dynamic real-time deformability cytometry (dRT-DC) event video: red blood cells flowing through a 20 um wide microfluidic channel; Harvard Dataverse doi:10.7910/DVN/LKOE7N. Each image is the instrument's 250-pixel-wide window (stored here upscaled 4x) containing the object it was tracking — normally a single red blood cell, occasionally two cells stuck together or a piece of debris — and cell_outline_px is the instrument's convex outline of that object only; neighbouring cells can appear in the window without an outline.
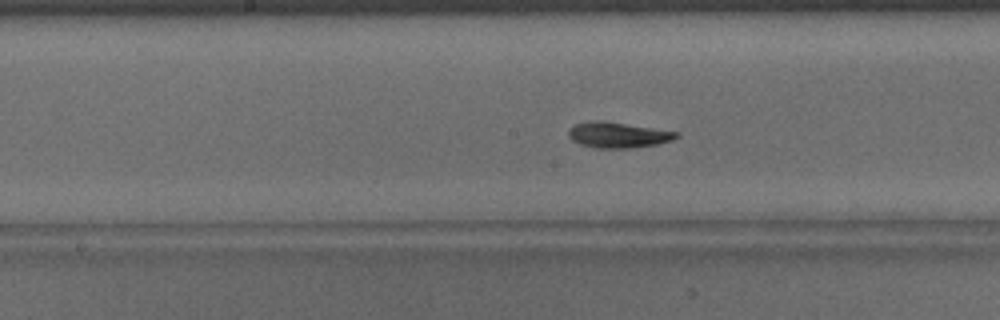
{"species": "common noctule bat (a hibernating species)", "species_latin": "Nyctalus noctula", "temperature_condition": "warm", "stored_images_in_passage": 38, "camera_frame_rate_fps": 3000, "um_per_image_px": 0.085, "animal": {"sex": "male", "body_mass_g": 15.6}, "frame": {"image": 1, "passage_image": 11, "time_ms": 3.333, "image_size_px": [1000, 320], "cell_outline_px": [[680, 136], [672, 140], [656, 144], [632, 148], [596, 148], [580, 144], [572, 140], [568, 136], [568, 128], [576, 124], [588, 120], [604, 120], [680, 132]], "centroid_in_image_um": [52.52, 11.46], "position_along_channel_um": 195.7, "area_um2": 16.36}}
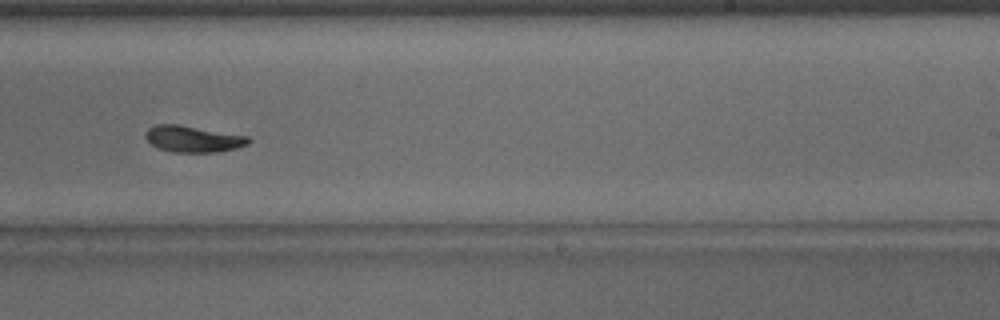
{"frame": {"image": 2, "passage_image": 17, "time_ms": 5.333, "image_size_px": [1000, 320], "cell_outline_px": [[252, 140], [248, 144], [236, 148], [216, 152], [172, 152], [156, 148], [144, 136], [144, 132], [148, 128], [156, 124], [180, 124], [248, 136]], "centroid_in_image_um": [16.39, 11.8], "position_along_channel_um": 272.6, "area_um2": 16.01}}
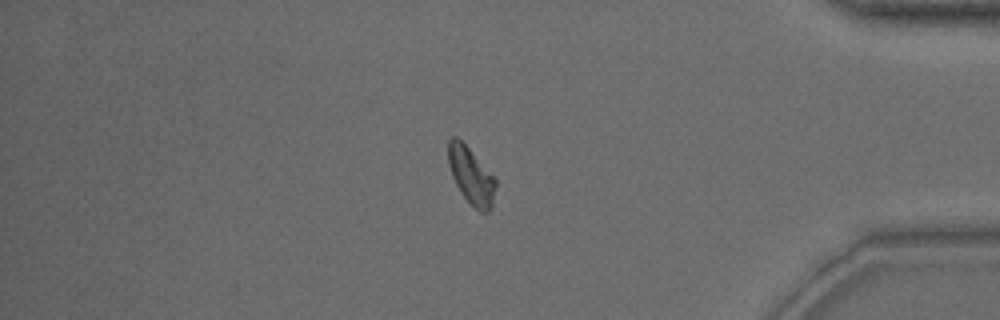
{"frame": {"image": 3, "passage_image": 29, "time_ms": 9.333, "image_size_px": [1000, 320], "cell_outline_px": [[496, 184], [492, 208], [488, 212], [480, 212], [460, 192], [452, 176], [448, 164], [448, 140], [452, 136], [456, 136], [468, 148], [496, 180]], "centroid_in_image_um": [40.03, 14.94], "position_along_channel_um": 395.2, "area_um2": 15.32}, "authors_computed_cell_mechanics": {"area_um2": 15.8661, "velocity_mm_per_s": 3.8624, "shape_relaxation_time_tau1_ms": 2.7145, "shape_relaxation_time_tau2_ms": 1.9512, "deformation_change_tau1": 0.1254, "deformation_change_tau2": 0.0594}}